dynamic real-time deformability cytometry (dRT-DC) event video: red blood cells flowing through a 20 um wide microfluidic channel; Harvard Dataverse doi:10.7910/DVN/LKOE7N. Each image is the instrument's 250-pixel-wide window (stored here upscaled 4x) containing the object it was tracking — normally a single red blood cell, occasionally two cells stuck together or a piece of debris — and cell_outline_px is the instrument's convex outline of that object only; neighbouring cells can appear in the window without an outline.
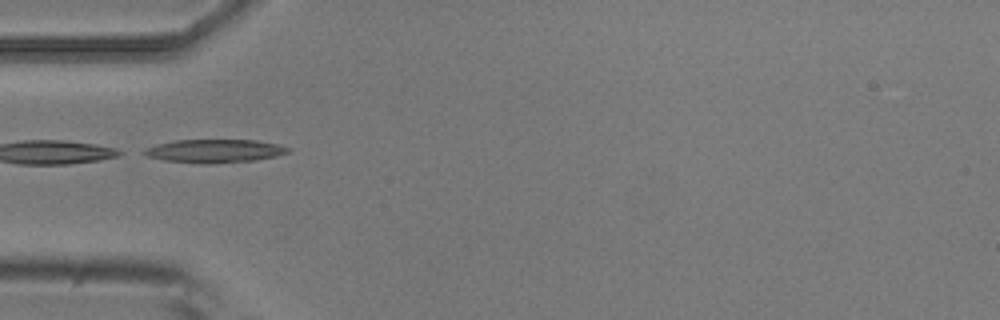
{"species": "common noctule bat (a hibernating species)", "species_latin": "Nyctalus noctula", "temperature_condition": "room temperature", "stored_images_in_passage": 7, "camera_frame_rate_fps": 3000, "um_per_image_px": 0.085, "animal": {"sex": "male", "body_mass_g": 20.5, "forearm_length_mm": 52.5}, "frame": {"image": 1, "passage_image": 5, "time_ms": 1.333, "image_size_px": [1000, 320], "cell_outline_px": [[288, 152], [276, 156], [252, 160], [212, 164], [200, 164], [164, 160], [148, 156], [140, 152], [156, 144], [176, 140], [256, 140], [276, 144], [288, 148]], "centroid_in_image_um": [18.19, 12.84], "position_along_channel_um": 66.8, "area_um2": 19.36}}
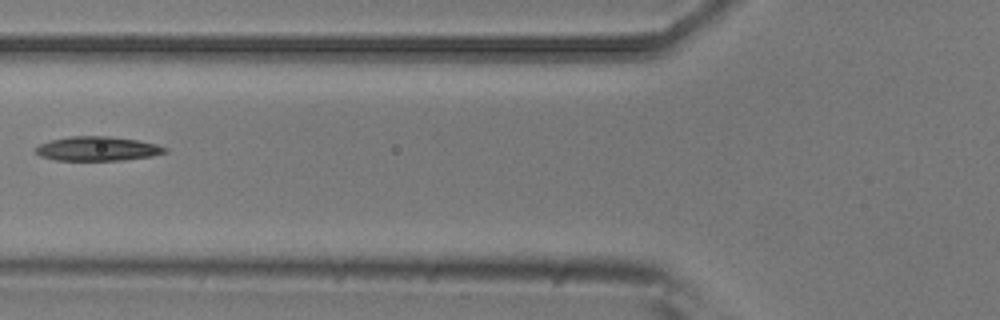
{"frame": {"image": 2, "passage_image": 6, "time_ms": 1.667, "image_size_px": [1000, 320], "cell_outline_px": [[168, 152], [152, 156], [124, 160], [56, 160], [40, 156], [36, 152], [36, 148], [40, 144], [52, 140], [68, 136], [108, 136], [136, 140], [156, 144], [168, 148]], "centroid_in_image_um": [8.31, 12.64], "position_along_channel_um": 117.5, "area_um2": 18.21}}
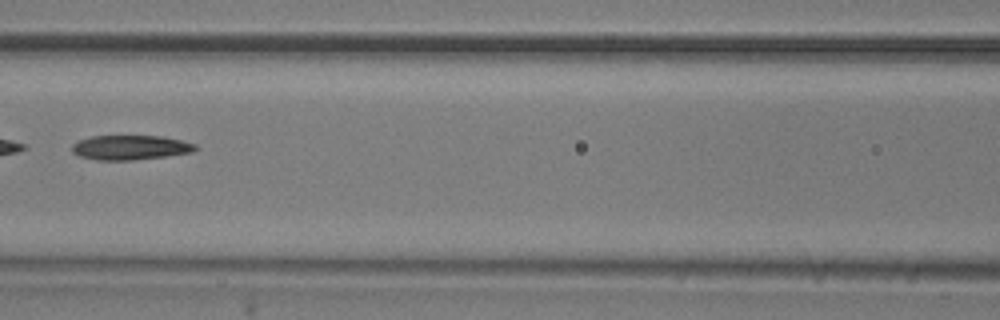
{"frame": {"image": 3, "passage_image": 7, "time_ms": 2.0, "image_size_px": [1000, 320], "cell_outline_px": [[200, 148], [192, 152], [164, 156], [132, 160], [96, 160], [80, 156], [72, 152], [72, 144], [76, 140], [92, 136], [164, 136], [196, 144]], "centroid_in_image_um": [11.07, 12.53], "position_along_channel_um": 155.5, "area_um2": 17.74}}